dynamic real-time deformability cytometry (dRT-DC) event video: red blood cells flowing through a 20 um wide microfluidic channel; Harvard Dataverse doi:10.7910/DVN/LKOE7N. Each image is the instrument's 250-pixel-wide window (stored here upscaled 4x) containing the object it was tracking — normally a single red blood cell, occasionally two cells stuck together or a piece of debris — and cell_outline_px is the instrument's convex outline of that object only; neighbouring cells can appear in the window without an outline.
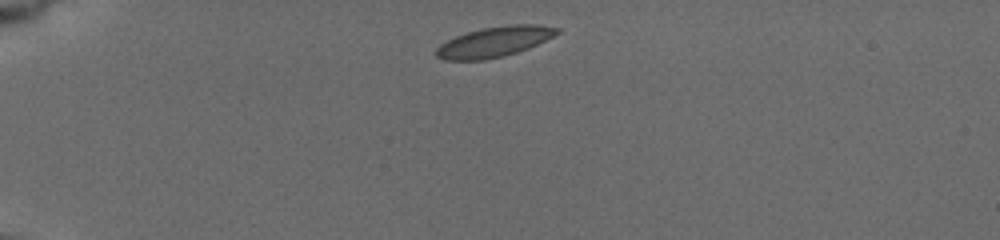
{"species": "common noctule bat (a hibernating species)", "species_latin": "Nyctalus noctula", "temperature_condition": "cold", "stored_images_in_passage": 19, "camera_frame_rate_fps": 3000, "um_per_image_px": 0.085, "animal": {"sex": "female", "body_mass_g": 19.5, "forearm_length_mm": 54.1}, "frame": {"image": 1, "passage_image": 1, "time_ms": 0.0, "image_size_px": [1000, 240], "cell_outline_px": [[560, 32], [528, 48], [504, 56], [484, 60], [444, 60], [436, 56], [436, 48], [440, 44], [456, 36], [480, 28], [512, 24], [536, 24], [560, 28]], "centroid_in_image_um": [42.0, 3.55], "position_along_channel_um": 43.0, "area_um2": 21.15}}
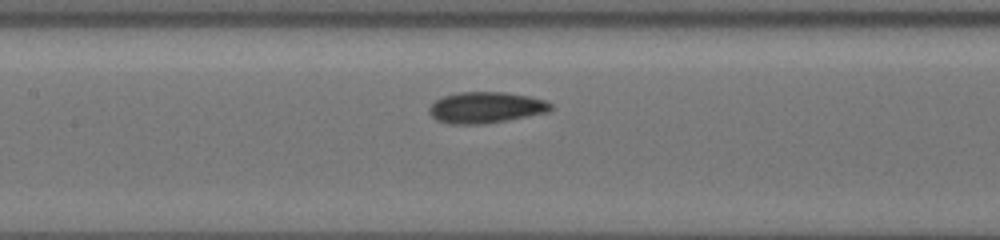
{"frame": {"image": 2, "passage_image": 11, "time_ms": 4.667, "image_size_px": [1000, 240], "cell_outline_px": [[552, 108], [548, 112], [508, 120], [484, 124], [448, 124], [436, 120], [428, 112], [428, 108], [436, 100], [444, 96], [460, 92], [504, 92], [528, 96], [548, 100], [552, 104]], "centroid_in_image_um": [41.3, 9.14], "position_along_channel_um": 166.1, "area_um2": 22.2}}
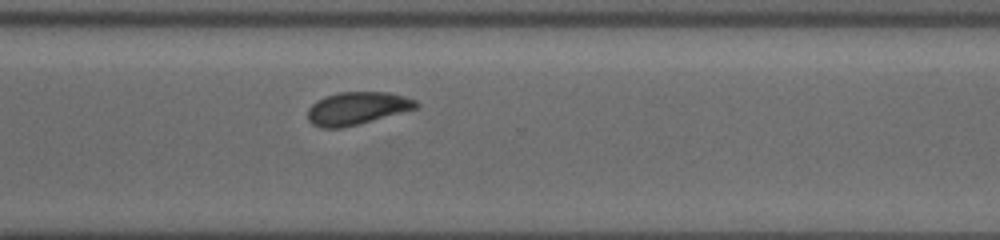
{"frame": {"image": 3, "passage_image": 19, "time_ms": 9.333, "image_size_px": [1000, 240], "cell_outline_px": [[420, 104], [416, 108], [356, 124], [340, 128], [320, 128], [312, 124], [308, 120], [308, 108], [316, 100], [324, 96], [340, 92], [388, 92], [404, 96], [416, 100]], "centroid_in_image_um": [30.3, 9.19], "position_along_channel_um": 340.3, "area_um2": 20.46}}